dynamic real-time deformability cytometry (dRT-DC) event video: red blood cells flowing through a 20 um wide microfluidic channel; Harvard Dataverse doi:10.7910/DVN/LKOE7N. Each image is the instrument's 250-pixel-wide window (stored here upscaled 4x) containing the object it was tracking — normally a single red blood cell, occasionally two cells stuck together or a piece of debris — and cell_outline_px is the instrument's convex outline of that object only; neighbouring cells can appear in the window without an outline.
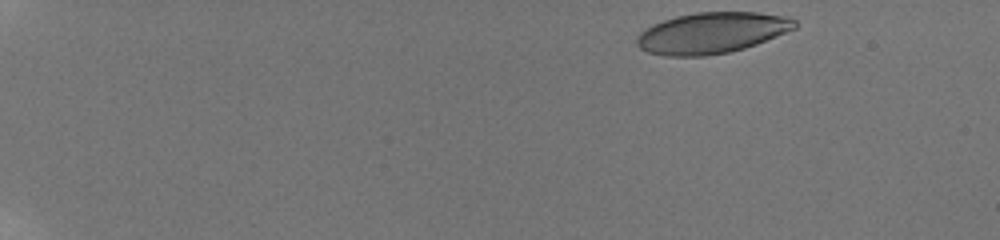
{"species": "human", "species_latin": "Homo sapiens", "temperature_condition": "room temperature", "stored_images_in_passage": 50, "camera_frame_rate_fps": 3000, "um_per_image_px": 0.085, "donor": {"sex": "male"}, "frame": {"image": 1, "passage_image": 1, "time_ms": 0.0, "image_size_px": [1000, 240], "cell_outline_px": [[796, 28], [756, 44], [744, 48], [728, 52], [704, 56], [664, 56], [648, 52], [640, 48], [636, 44], [636, 36], [640, 32], [652, 24], [676, 16], [696, 12], [756, 12], [792, 16], [796, 20]], "centroid_in_image_um": [60.5, 2.79], "position_along_channel_um": 24.5, "area_um2": 37.92}}
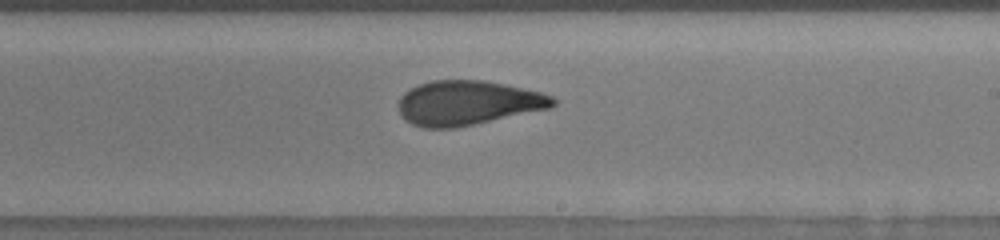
{"frame": {"image": 2, "passage_image": 31, "time_ms": 10.0, "image_size_px": [1000, 240], "cell_outline_px": [[556, 104], [548, 108], [456, 128], [424, 128], [412, 124], [404, 120], [400, 112], [400, 96], [408, 88], [432, 80], [484, 80], [504, 84], [540, 92], [552, 96], [556, 100]], "centroid_in_image_um": [39.72, 8.74], "position_along_channel_um": 249.3, "area_um2": 39.82}}
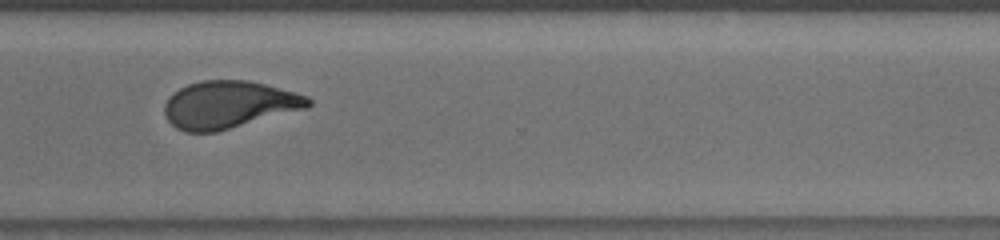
{"frame": {"image": 3, "passage_image": 39, "time_ms": 12.667, "image_size_px": [1000, 240], "cell_outline_px": [[312, 104], [308, 108], [216, 132], [184, 132], [176, 128], [168, 120], [164, 112], [164, 104], [168, 96], [172, 92], [188, 84], [200, 80], [248, 80], [296, 92], [308, 96], [312, 100]], "centroid_in_image_um": [19.45, 8.89], "position_along_channel_um": 351.2, "area_um2": 39.94}, "authors_computed_cell_mechanics": {"area_um2": 39.7375, "velocity_mm_per_s": 3.8206, "shape_relaxation_time_tau1_ms": 7.7503, "shape_relaxation_time_tau2_ms": 1.2751, "deformation_change_tau1": 0.2362, "deformation_change_tau2": 0.0883}}